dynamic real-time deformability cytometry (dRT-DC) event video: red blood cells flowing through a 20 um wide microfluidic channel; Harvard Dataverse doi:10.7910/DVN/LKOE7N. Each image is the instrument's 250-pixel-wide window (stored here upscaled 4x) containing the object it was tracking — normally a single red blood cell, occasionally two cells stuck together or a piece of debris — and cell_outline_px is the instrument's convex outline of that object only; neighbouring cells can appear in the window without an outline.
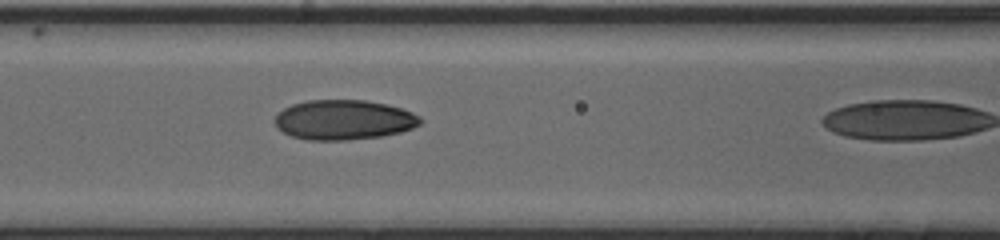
{"species": "human", "species_latin": "Homo sapiens", "temperature_condition": "cold", "stored_images_in_passage": 23, "camera_frame_rate_fps": 3000, "um_per_image_px": 0.085, "donor": {"sex": "male"}, "frame": {"image": 1, "passage_image": 22, "time_ms": 7.0, "image_size_px": [1000, 240], "cell_outline_px": [[424, 120], [420, 124], [412, 128], [400, 132], [380, 136], [348, 140], [308, 140], [292, 136], [284, 132], [272, 120], [276, 112], [292, 104], [308, 100], [364, 100], [388, 104], [412, 112], [420, 116]], "centroid_in_image_um": [29.21, 10.18], "position_along_channel_um": 137.4, "area_um2": 33.93}}